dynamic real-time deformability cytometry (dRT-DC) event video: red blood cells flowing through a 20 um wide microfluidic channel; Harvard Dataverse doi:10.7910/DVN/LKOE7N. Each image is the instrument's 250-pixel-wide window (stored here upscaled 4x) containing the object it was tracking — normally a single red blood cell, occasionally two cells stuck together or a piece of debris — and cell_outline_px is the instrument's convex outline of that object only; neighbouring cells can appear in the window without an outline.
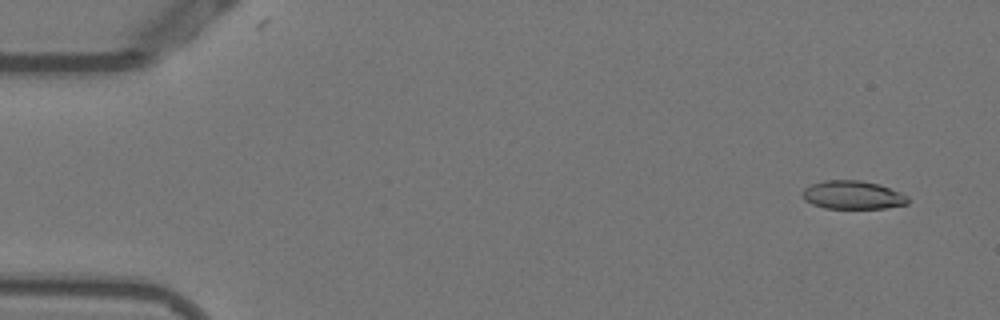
{"species": "Egyptian fruit bat (a non-hibernating species)", "species_latin": "Rousettus aegyptiacus", "temperature_condition": "warm", "stored_images_in_passage": 53, "camera_frame_rate_fps": 3000, "um_per_image_px": 0.085, "animal": {"sex": "female"}, "frame": {"image": 1, "passage_image": 3, "time_ms": 0.667, "image_size_px": [1000, 320], "cell_outline_px": [[908, 204], [884, 208], [824, 208], [812, 204], [804, 200], [804, 188], [812, 184], [824, 180], [860, 180], [880, 184], [900, 192], [908, 196]], "centroid_in_image_um": [72.5, 16.57], "position_along_channel_um": 12.5, "area_um2": 17.4}}
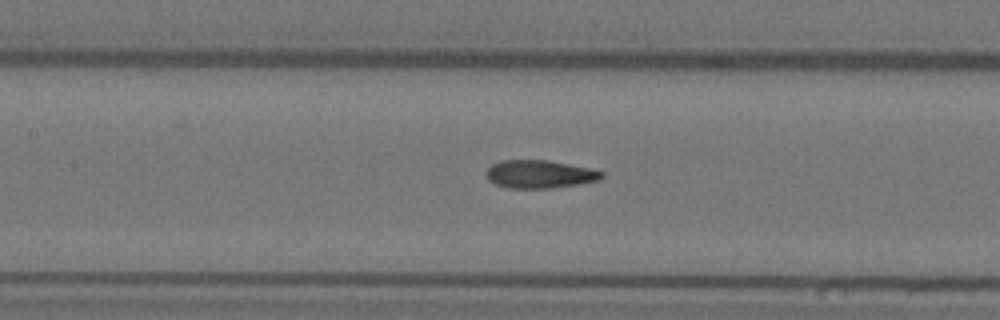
{"frame": {"image": 2, "passage_image": 24, "time_ms": 7.667, "image_size_px": [1000, 320], "cell_outline_px": [[604, 176], [600, 180], [580, 184], [552, 188], [508, 188], [496, 184], [488, 180], [484, 172], [492, 164], [500, 160], [548, 160], [588, 168], [604, 172]], "centroid_in_image_um": [45.85, 14.81], "position_along_channel_um": 161.5, "area_um2": 18.96}}
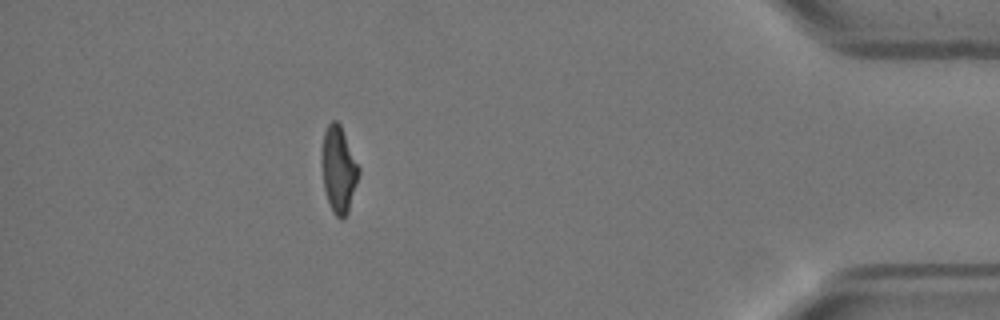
{"frame": {"image": 3, "passage_image": 47, "time_ms": 15.333, "image_size_px": [1000, 320], "cell_outline_px": [[360, 172], [348, 212], [340, 220], [332, 212], [324, 188], [320, 160], [324, 132], [328, 124], [332, 120], [336, 120], [340, 124], [360, 168]], "centroid_in_image_um": [28.77, 14.39], "position_along_channel_um": 406.4, "area_um2": 18.67}, "authors_computed_cell_mechanics": {"area_um2": 18.8428, "velocity_mm_per_s": 3.8391, "shape_relaxation_time_tau1_ms": 6.2567, "shape_relaxation_time_tau2_ms": 1.6214, "deformation_change_tau1": 0.2081, "deformation_change_tau2": 0.0883}}